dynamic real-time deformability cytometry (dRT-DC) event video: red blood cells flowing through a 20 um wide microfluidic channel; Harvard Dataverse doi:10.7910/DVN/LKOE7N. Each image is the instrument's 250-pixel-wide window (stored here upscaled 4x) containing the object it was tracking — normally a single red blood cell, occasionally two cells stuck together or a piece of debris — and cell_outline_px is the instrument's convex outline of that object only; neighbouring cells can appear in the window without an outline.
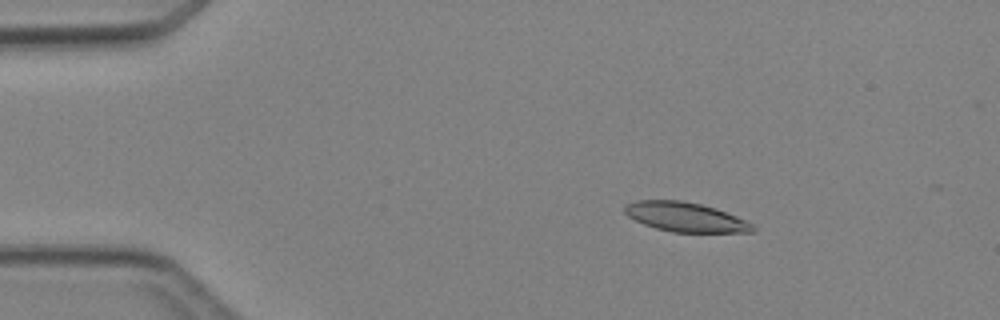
{"species": "Egyptian fruit bat (a non-hibernating species)", "species_latin": "Rousettus aegyptiacus", "temperature_condition": "cold", "stored_images_in_passage": 6, "camera_frame_rate_fps": 3000, "um_per_image_px": 0.085, "animal": {"sex": "female"}, "frame": {"image": 1, "passage_image": 3, "time_ms": 2.333, "image_size_px": [1000, 320], "cell_outline_px": [[756, 228], [752, 232], [672, 232], [656, 228], [644, 224], [628, 216], [624, 212], [624, 204], [636, 200], [680, 200], [700, 204], [716, 208], [736, 216], [752, 224]], "centroid_in_image_um": [58.23, 18.44], "position_along_channel_um": 26.8, "area_um2": 21.85}}
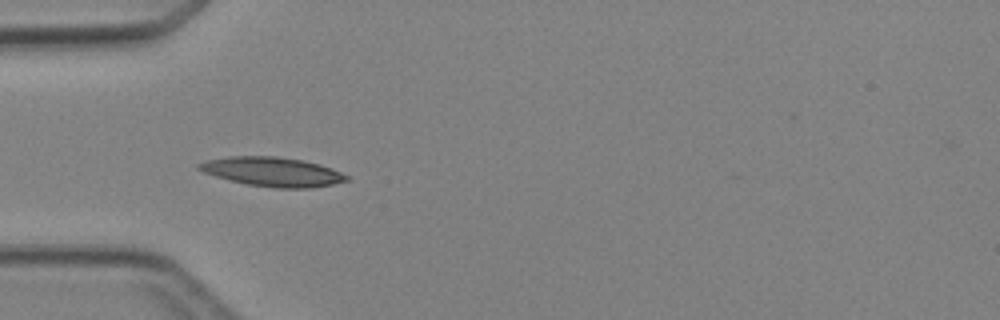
{"frame": {"image": 2, "passage_image": 5, "time_ms": 4.667, "image_size_px": [1000, 320], "cell_outline_px": [[348, 180], [332, 184], [312, 188], [276, 188], [248, 184], [216, 176], [204, 172], [196, 168], [196, 164], [208, 160], [228, 156], [276, 156], [304, 160], [320, 164], [332, 168], [348, 176]], "centroid_in_image_um": [23.17, 14.59], "position_along_channel_um": 61.8, "area_um2": 25.03}}
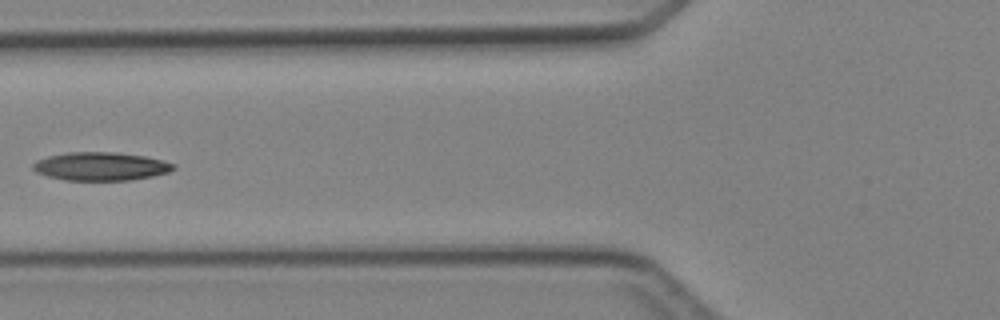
{"frame": {"image": 3, "passage_image": 6, "time_ms": 6.0, "image_size_px": [1000, 320], "cell_outline_px": [[176, 168], [168, 172], [152, 176], [132, 180], [64, 180], [48, 176], [36, 172], [32, 168], [32, 164], [36, 160], [48, 156], [68, 152], [116, 152], [144, 156], [176, 164]], "centroid_in_image_um": [8.55, 14.14], "position_along_channel_um": 117.3, "area_um2": 23.18}}